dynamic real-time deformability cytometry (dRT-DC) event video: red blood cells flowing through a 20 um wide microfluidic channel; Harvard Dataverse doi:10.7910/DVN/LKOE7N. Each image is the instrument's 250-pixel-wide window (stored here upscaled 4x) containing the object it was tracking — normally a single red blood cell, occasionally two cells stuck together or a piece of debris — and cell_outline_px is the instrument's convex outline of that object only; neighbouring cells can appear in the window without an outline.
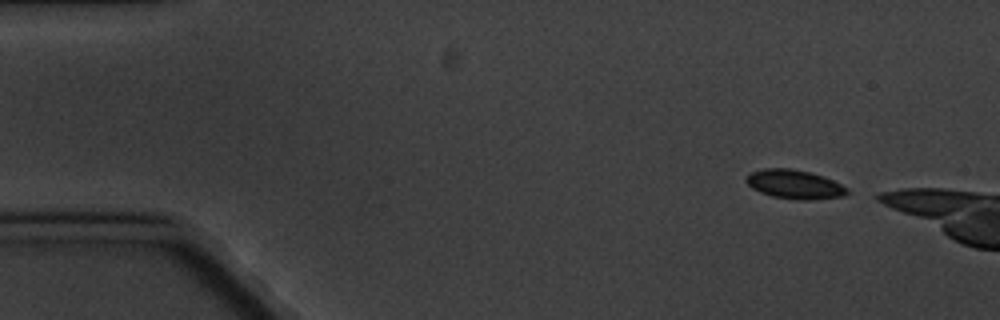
{"species": "common noctule bat (a hibernating species)", "species_latin": "Nyctalus noctula", "temperature_condition": "cold", "stored_images_in_passage": 4, "camera_frame_rate_fps": 3000, "um_per_image_px": 0.085, "animal": {"sex": "male", "body_mass_g": 20.1, "forearm_length_mm": 53.5}, "frame": {"image": 1, "passage_image": 1, "time_ms": 0.0, "image_size_px": [1000, 320], "cell_outline_px": [[852, 192], [844, 196], [812, 200], [796, 200], [772, 196], [760, 192], [752, 188], [744, 180], [744, 176], [748, 172], [764, 168], [792, 168], [808, 172], [832, 180], [848, 188]], "centroid_in_image_um": [67.5, 15.67], "position_along_channel_um": 17.5, "area_um2": 17.28}}